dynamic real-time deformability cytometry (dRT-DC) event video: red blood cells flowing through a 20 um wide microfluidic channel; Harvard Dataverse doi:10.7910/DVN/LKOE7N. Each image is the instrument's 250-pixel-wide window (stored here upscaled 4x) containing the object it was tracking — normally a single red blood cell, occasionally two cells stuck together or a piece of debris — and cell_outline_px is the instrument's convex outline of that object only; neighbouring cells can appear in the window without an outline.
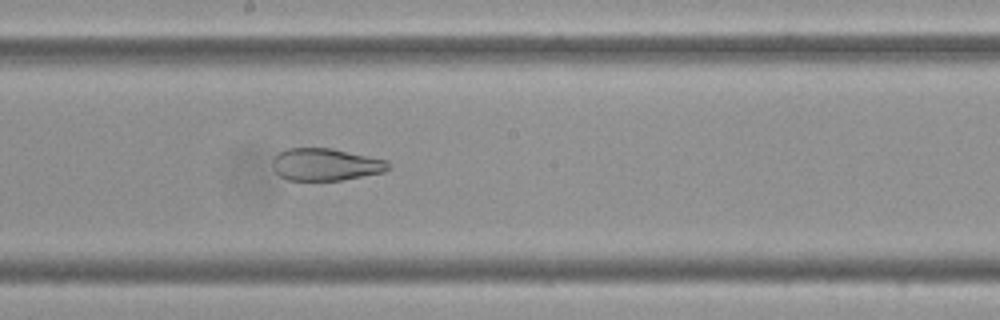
{"species": "Egyptian fruit bat (a non-hibernating species)", "species_latin": "Rousettus aegyptiacus", "temperature_condition": "cold", "stored_images_in_passage": 46, "camera_frame_rate_fps": 3000, "um_per_image_px": 0.085, "frame": {"image": 1, "passage_image": 20, "time_ms": 6.333, "image_size_px": [1000, 320], "cell_outline_px": [[392, 168], [384, 172], [340, 180], [288, 180], [280, 176], [272, 168], [272, 160], [280, 152], [288, 148], [332, 148], [388, 160], [392, 164]], "centroid_in_image_um": [27.71, 13.98], "position_along_channel_um": 220.5, "area_um2": 21.91}}
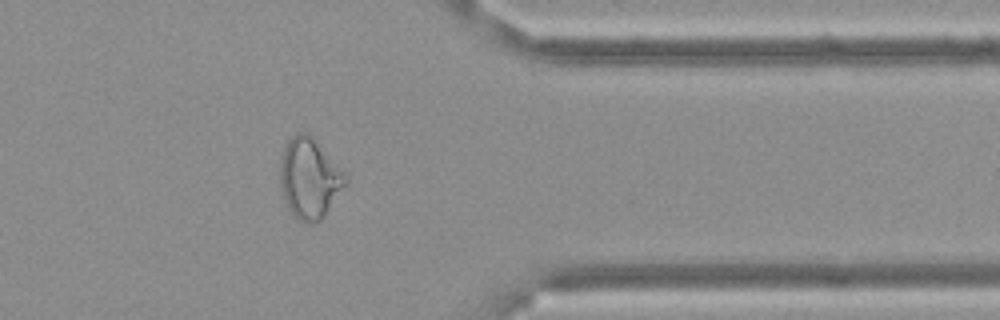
{"frame": {"image": 2, "passage_image": 35, "time_ms": 11.333, "image_size_px": [1000, 320], "cell_outline_px": [[348, 184], [320, 220], [312, 224], [304, 224], [292, 212], [284, 196], [280, 180], [280, 160], [284, 148], [288, 140], [296, 132], [308, 132], [312, 136], [344, 172], [348, 180]], "centroid_in_image_um": [26.32, 15.14], "position_along_channel_um": 385.1, "area_um2": 30.29}}
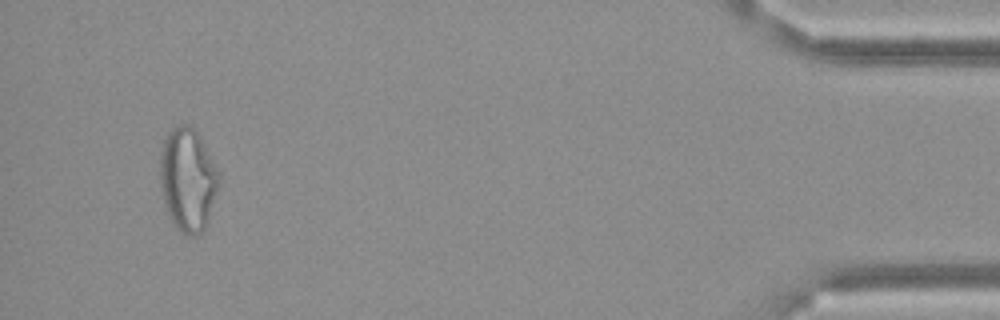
{"frame": {"image": 3, "passage_image": 43, "time_ms": 14.0, "image_size_px": [1000, 320], "cell_outline_px": [[220, 176], [216, 192], [208, 220], [204, 228], [196, 236], [188, 236], [180, 232], [172, 224], [164, 204], [160, 184], [160, 152], [164, 140], [168, 132], [176, 124], [188, 124], [200, 136], [220, 172]], "centroid_in_image_um": [15.94, 15.26], "position_along_channel_um": 419.3, "area_um2": 35.6}, "authors_computed_cell_mechanics": {"area_um2": 29.4202, "velocity_mm_per_s": 3.5148, "shape_relaxation_time_tau1_ms": null, "shape_relaxation_time_tau2_ms": 1.86, "deformation_change_tau1": null, "deformation_change_tau2": 0.0945}}